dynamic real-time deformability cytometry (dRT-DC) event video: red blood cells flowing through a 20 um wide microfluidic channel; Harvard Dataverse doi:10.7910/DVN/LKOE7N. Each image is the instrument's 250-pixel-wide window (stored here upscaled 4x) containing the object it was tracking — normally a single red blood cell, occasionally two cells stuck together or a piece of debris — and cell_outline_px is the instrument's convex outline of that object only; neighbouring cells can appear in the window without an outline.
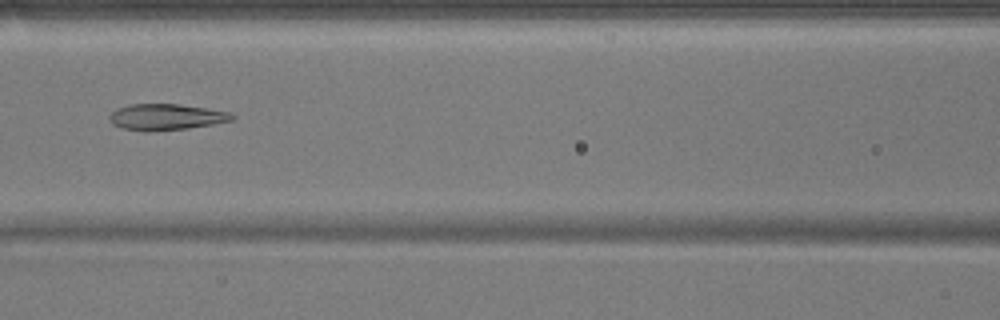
{"species": "common noctule bat (a hibernating species)", "species_latin": "Nyctalus noctula", "temperature_condition": "warm", "stored_images_in_passage": 52, "camera_frame_rate_fps": 3000, "um_per_image_px": 0.085, "animal": {"sex": "male", "body_mass_g": 17.9}, "frame": {"image": 1, "passage_image": 23, "time_ms": 7.333, "image_size_px": [1000, 320], "cell_outline_px": [[236, 116], [232, 120], [212, 124], [188, 128], [124, 128], [112, 124], [108, 116], [116, 108], [128, 104], [180, 104], [232, 112]], "centroid_in_image_um": [14.17, 9.88], "position_along_channel_um": 152.4, "area_um2": 17.86}}
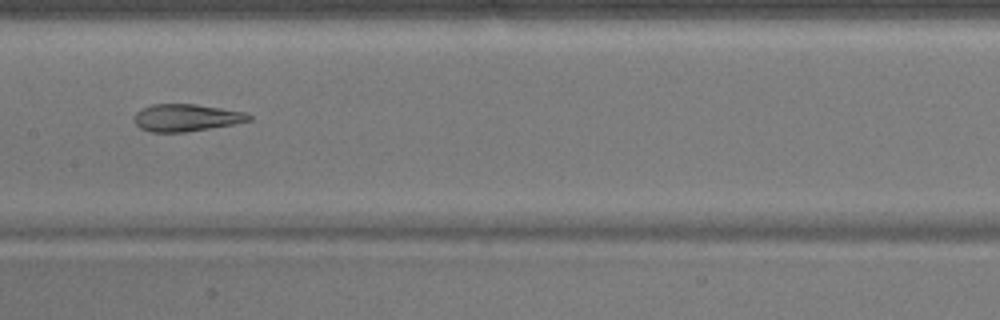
{"frame": {"image": 2, "passage_image": 26, "time_ms": 8.333, "image_size_px": [1000, 320], "cell_outline_px": [[252, 120], [236, 124], [184, 132], [148, 132], [140, 128], [136, 124], [136, 112], [152, 104], [196, 104], [244, 112], [252, 116]], "centroid_in_image_um": [15.86, 10.01], "position_along_channel_um": 191.5, "area_um2": 18.09}}
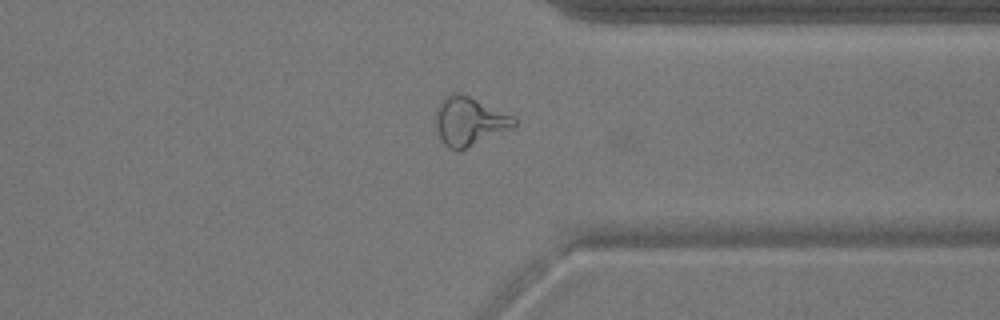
{"frame": {"image": 3, "passage_image": 40, "time_ms": 13.0, "image_size_px": [1000, 320], "cell_outline_px": [[516, 124], [512, 128], [460, 152], [456, 152], [448, 148], [440, 140], [436, 124], [436, 108], [440, 100], [444, 96], [452, 92], [460, 92], [516, 116]], "centroid_in_image_um": [39.89, 10.31], "position_along_channel_um": 371.5, "area_um2": 22.77}, "authors_computed_cell_mechanics": {"area_um2": 22.7443, "velocity_mm_per_s": 3.9161, "shape_relaxation_time_tau1_ms": null, "shape_relaxation_time_tau2_ms": 2.2386, "deformation_change_tau1": null, "deformation_change_tau2": 0.1004}}